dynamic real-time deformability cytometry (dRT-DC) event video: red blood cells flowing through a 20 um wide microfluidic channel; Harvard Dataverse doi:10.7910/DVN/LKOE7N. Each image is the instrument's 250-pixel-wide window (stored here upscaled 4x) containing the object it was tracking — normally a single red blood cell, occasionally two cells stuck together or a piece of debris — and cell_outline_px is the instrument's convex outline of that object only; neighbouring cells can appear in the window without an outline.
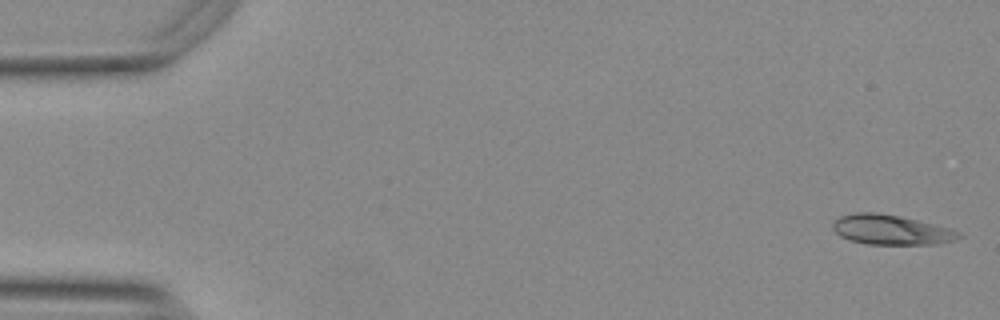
{"species": "Egyptian fruit bat (a non-hibernating species)", "species_latin": "Rousettus aegyptiacus", "temperature_condition": "warm", "stored_images_in_passage": 54, "camera_frame_rate_fps": 3000, "um_per_image_px": 0.085, "animal": {"sex": "female"}, "frame": {"image": 1, "passage_image": 1, "time_ms": 0.0, "image_size_px": [1000, 320], "cell_outline_px": [[964, 236], [956, 240], [932, 244], [868, 244], [848, 240], [840, 236], [832, 228], [832, 224], [840, 216], [856, 212], [876, 212], [900, 216], [948, 228], [960, 232]], "centroid_in_image_um": [75.72, 19.53], "position_along_channel_um": 9.3, "area_um2": 21.79}}
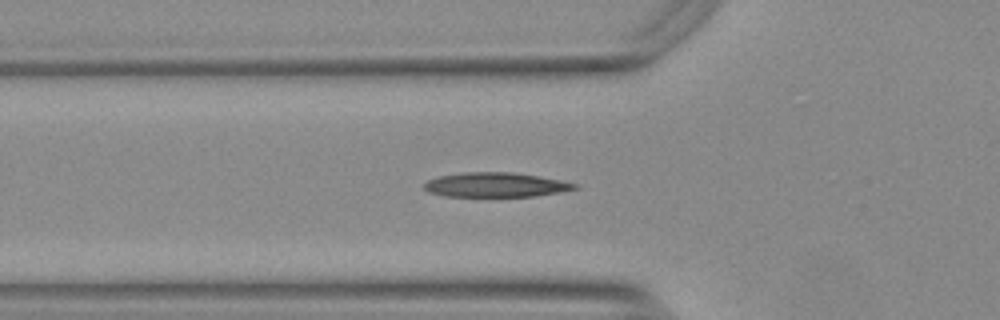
{"frame": {"image": 2, "passage_image": 18, "time_ms": 5.667, "image_size_px": [1000, 320], "cell_outline_px": [[580, 188], [560, 192], [536, 196], [444, 196], [428, 192], [420, 188], [428, 180], [440, 176], [464, 172], [512, 172], [540, 176], [560, 180], [576, 184]], "centroid_in_image_um": [42.11, 15.71], "position_along_channel_um": 83.7, "area_um2": 21.56}}
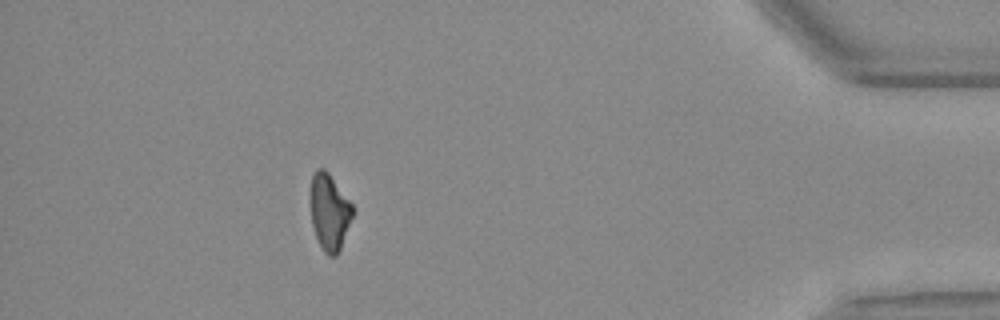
{"frame": {"image": 3, "passage_image": 48, "time_ms": 15.667, "image_size_px": [1000, 320], "cell_outline_px": [[352, 216], [340, 252], [336, 256], [328, 256], [324, 252], [316, 236], [312, 224], [308, 200], [312, 176], [316, 168], [324, 168], [328, 172], [352, 204]], "centroid_in_image_um": [27.96, 18.01], "position_along_channel_um": 407.2, "area_um2": 19.02}}